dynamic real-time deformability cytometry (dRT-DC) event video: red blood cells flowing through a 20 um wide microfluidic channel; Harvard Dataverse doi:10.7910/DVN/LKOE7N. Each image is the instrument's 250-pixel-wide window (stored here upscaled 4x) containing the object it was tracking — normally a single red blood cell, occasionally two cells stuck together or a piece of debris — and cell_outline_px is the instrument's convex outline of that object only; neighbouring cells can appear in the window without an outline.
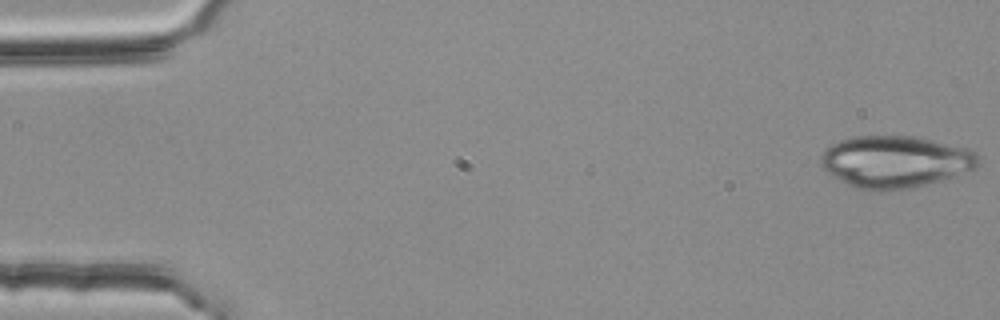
{"species": "common noctule bat (a hibernating species)", "species_latin": "Nyctalus noctula", "temperature_condition": "room temperature", "stored_images_in_passage": 53, "camera_frame_rate_fps": 3000, "um_per_image_px": 0.085, "animal": {"sex": "female", "body_mass_g": 25.1}, "frame": {"image": 1, "passage_image": 1, "time_ms": 0.0, "image_size_px": [1000, 320], "cell_outline_px": [[980, 164], [972, 168], [952, 176], [940, 180], [924, 184], [904, 188], [860, 188], [848, 184], [832, 176], [820, 164], [820, 156], [832, 144], [840, 140], [852, 136], [920, 136], [968, 148], [976, 152], [980, 156]], "centroid_in_image_um": [76.11, 13.68], "position_along_channel_um": 8.9, "area_um2": 46.88}}
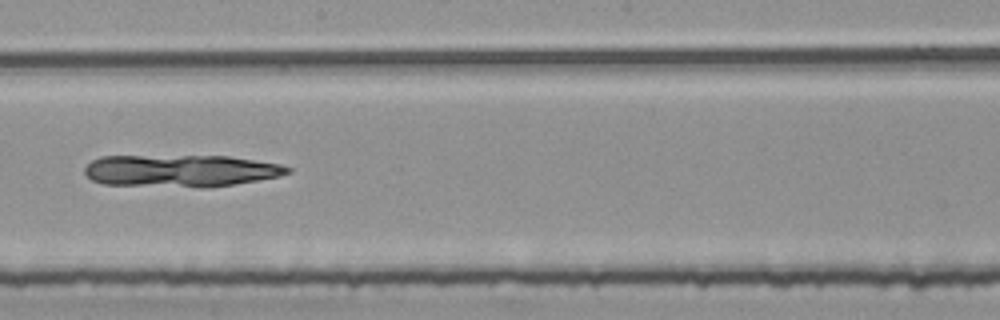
{"frame": {"image": 2, "passage_image": 30, "time_ms": 9.667, "image_size_px": [1000, 320], "cell_outline_px": [[292, 172], [280, 176], [232, 184], [204, 188], [200, 188], [104, 184], [92, 180], [84, 172], [84, 168], [92, 160], [100, 156], [228, 156], [280, 164], [292, 168]], "centroid_in_image_um": [15.35, 14.52], "position_along_channel_um": 232.9, "area_um2": 38.15}}
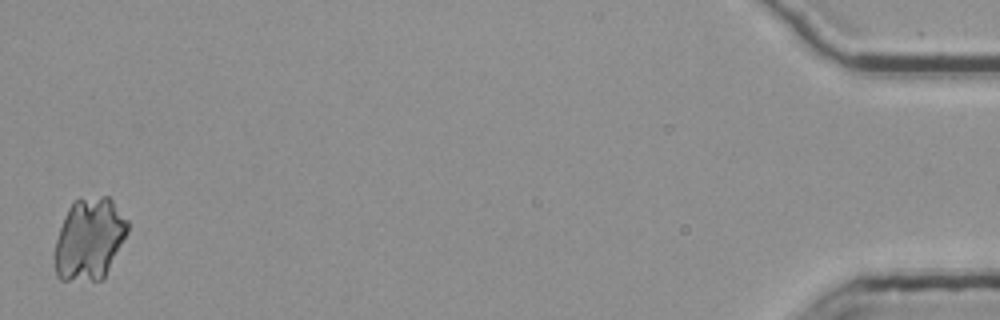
{"frame": {"image": 3, "passage_image": 53, "time_ms": 17.333, "image_size_px": [1000, 320], "cell_outline_px": [[128, 232], [104, 276], [100, 280], [60, 280], [56, 276], [56, 240], [60, 228], [68, 208], [72, 200], [100, 196], [108, 196], [112, 200], [128, 220]], "centroid_in_image_um": [7.6, 20.29], "position_along_channel_um": 427.6, "area_um2": 34.39}}